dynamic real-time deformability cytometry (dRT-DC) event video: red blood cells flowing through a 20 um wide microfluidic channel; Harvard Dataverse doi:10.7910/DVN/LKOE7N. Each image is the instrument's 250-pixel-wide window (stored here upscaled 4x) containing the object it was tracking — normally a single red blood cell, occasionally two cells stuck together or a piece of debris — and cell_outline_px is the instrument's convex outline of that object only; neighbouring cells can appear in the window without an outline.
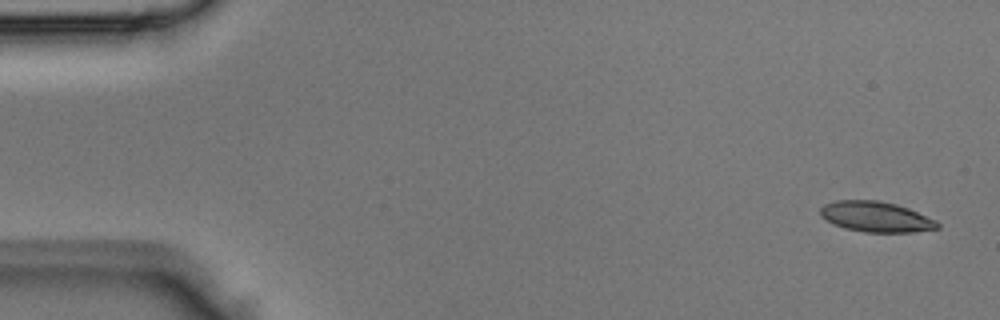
{"species": "Egyptian fruit bat (a non-hibernating species)", "species_latin": "Rousettus aegyptiacus", "temperature_condition": "room temperature", "stored_images_in_passage": 3, "camera_frame_rate_fps": 3000, "um_per_image_px": 0.085, "animal": {"sex": "male"}, "frame": {"image": 1, "passage_image": 1, "time_ms": 0.0, "image_size_px": [1000, 320], "cell_outline_px": [[940, 228], [912, 232], [864, 232], [844, 228], [832, 224], [820, 216], [820, 208], [824, 204], [836, 200], [876, 200], [896, 204], [908, 208], [936, 220], [940, 224]], "centroid_in_image_um": [74.43, 18.43], "position_along_channel_um": 10.6, "area_um2": 20.87}}
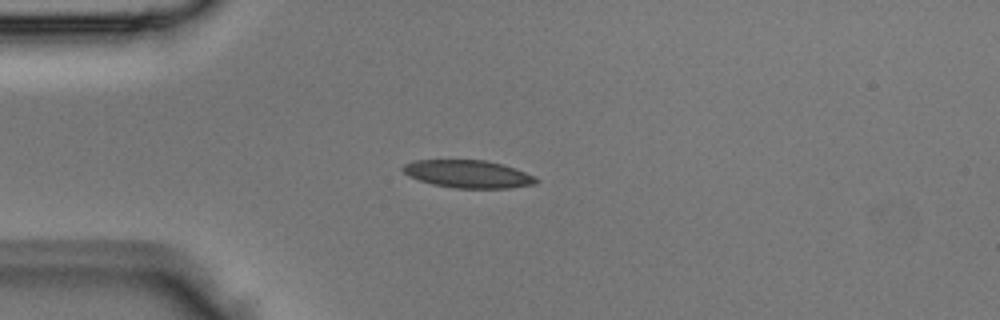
{"frame": {"image": 2, "passage_image": 3, "time_ms": 0.667, "image_size_px": [1000, 320], "cell_outline_px": [[540, 180], [536, 184], [508, 188], [452, 188], [432, 184], [408, 176], [400, 168], [404, 164], [412, 160], [484, 160], [516, 168], [536, 176]], "centroid_in_image_um": [39.79, 14.79], "position_along_channel_um": 45.2, "area_um2": 21.68}}